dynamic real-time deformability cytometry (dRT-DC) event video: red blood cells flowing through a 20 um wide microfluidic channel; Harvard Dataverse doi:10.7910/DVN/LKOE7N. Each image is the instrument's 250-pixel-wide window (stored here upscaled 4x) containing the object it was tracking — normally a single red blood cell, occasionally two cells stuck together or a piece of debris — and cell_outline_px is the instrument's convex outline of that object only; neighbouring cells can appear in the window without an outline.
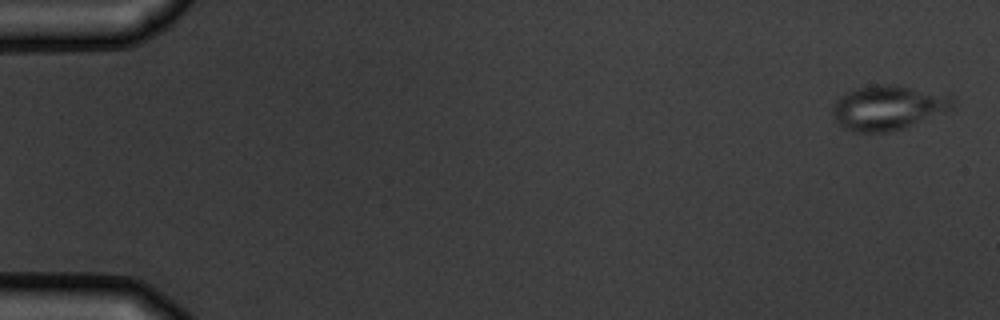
{"species": "common noctule bat (a hibernating species)", "species_latin": "Nyctalus noctula", "temperature_condition": "warm", "stored_images_in_passage": 6, "camera_frame_rate_fps": 3000, "um_per_image_px": 0.085, "animal": {"sex": "male", "body_mass_g": 19.5, "forearm_length_mm": 54.6}, "frame": {"image": 1, "passage_image": 1, "time_ms": 0.0, "image_size_px": [1000, 320], "cell_outline_px": [[956, 104], [952, 108], [904, 128], [884, 132], [852, 132], [844, 128], [832, 116], [832, 104], [844, 92], [856, 88], [872, 84], [896, 84], [952, 92], [956, 96]], "centroid_in_image_um": [75.55, 9.09], "position_along_channel_um": 9.4, "area_um2": 32.25}}